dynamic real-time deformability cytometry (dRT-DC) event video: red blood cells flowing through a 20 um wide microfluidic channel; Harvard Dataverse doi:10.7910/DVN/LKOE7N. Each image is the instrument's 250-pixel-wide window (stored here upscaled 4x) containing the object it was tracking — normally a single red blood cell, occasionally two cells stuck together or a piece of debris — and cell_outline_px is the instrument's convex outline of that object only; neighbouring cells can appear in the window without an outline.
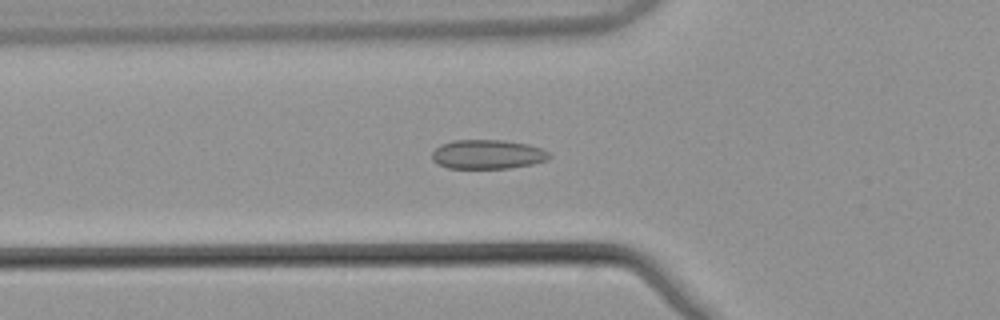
{"species": "common noctule bat (a hibernating species)", "species_latin": "Nyctalus noctula", "temperature_condition": "warm", "stored_images_in_passage": 54, "camera_frame_rate_fps": 3000, "um_per_image_px": 0.085, "animal": {"sex": "male", "body_mass_g": 21.5, "forearm_length_mm": 52.0}, "frame": {"image": 1, "passage_image": 20, "time_ms": 6.333, "image_size_px": [1000, 320], "cell_outline_px": [[552, 156], [548, 160], [532, 164], [508, 168], [448, 168], [436, 164], [432, 160], [432, 152], [440, 144], [452, 140], [504, 140], [528, 144], [540, 148], [548, 152]], "centroid_in_image_um": [41.42, 13.12], "position_along_channel_um": 84.4, "area_um2": 20.11}}
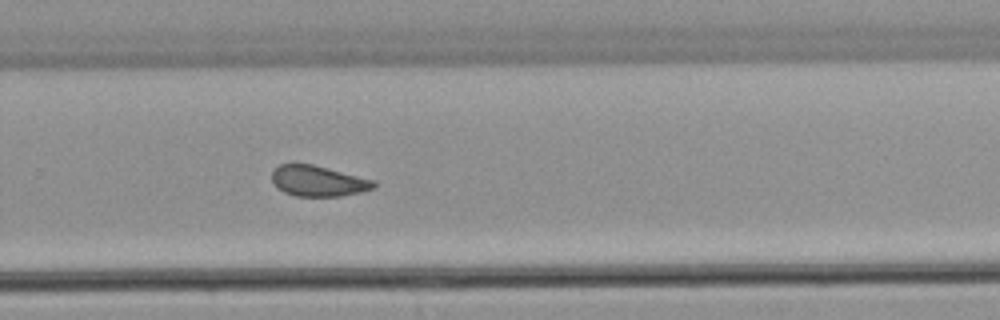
{"frame": {"image": 2, "passage_image": 37, "time_ms": 12.0, "image_size_px": [1000, 320], "cell_outline_px": [[376, 184], [372, 188], [360, 192], [340, 196], [296, 196], [284, 192], [272, 180], [272, 172], [280, 164], [312, 164], [376, 180]], "centroid_in_image_um": [27.07, 15.38], "position_along_channel_um": 302.7, "area_um2": 17.98}}
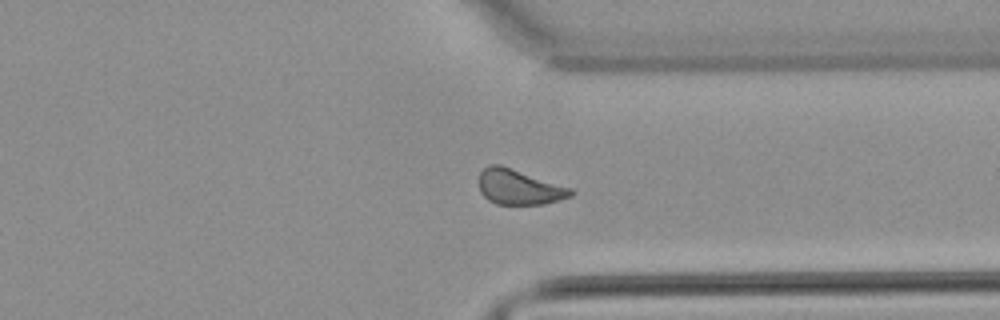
{"frame": {"image": 3, "passage_image": 42, "time_ms": 13.667, "image_size_px": [1000, 320], "cell_outline_px": [[576, 192], [572, 196], [544, 204], [496, 204], [488, 200], [480, 192], [480, 172], [488, 164], [500, 164], [572, 188]], "centroid_in_image_um": [44.13, 15.89], "position_along_channel_um": 367.3, "area_um2": 18.84}, "authors_computed_cell_mechanics": {"area_um2": 19.1318, "velocity_mm_per_s": 3.8519, "shape_relaxation_time_tau1_ms": null, "shape_relaxation_time_tau2_ms": 1.8733, "deformation_change_tau1": null, "deformation_change_tau2": 0.0524}}